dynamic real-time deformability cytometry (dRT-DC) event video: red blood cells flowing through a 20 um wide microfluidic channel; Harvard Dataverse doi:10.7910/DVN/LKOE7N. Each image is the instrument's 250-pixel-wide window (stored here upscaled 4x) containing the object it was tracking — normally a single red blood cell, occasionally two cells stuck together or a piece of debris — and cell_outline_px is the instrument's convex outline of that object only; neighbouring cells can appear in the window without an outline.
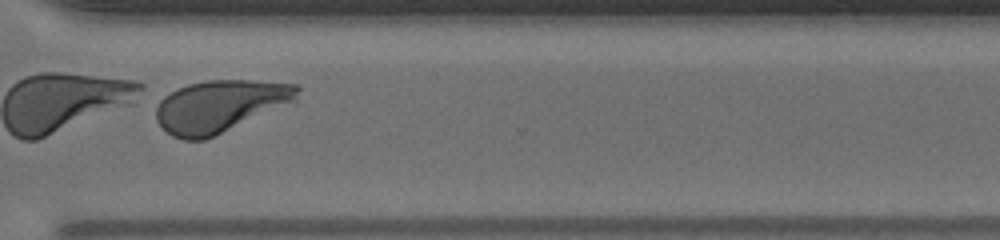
{"species": "human", "species_latin": "Homo sapiens", "temperature_condition": "warm", "stored_images_in_passage": 40, "camera_frame_rate_fps": 3000, "um_per_image_px": 0.085, "donor": {"sex": "male"}, "frame": {"image": 1, "passage_image": 35, "time_ms": 11.333, "image_size_px": [1000, 240], "cell_outline_px": [[300, 88], [296, 100], [204, 140], [184, 140], [172, 136], [156, 120], [156, 108], [160, 100], [164, 96], [188, 84], [208, 80], [252, 80], [300, 84]], "centroid_in_image_um": [18.69, 9.0], "position_along_channel_um": 351.9, "area_um2": 42.31}}